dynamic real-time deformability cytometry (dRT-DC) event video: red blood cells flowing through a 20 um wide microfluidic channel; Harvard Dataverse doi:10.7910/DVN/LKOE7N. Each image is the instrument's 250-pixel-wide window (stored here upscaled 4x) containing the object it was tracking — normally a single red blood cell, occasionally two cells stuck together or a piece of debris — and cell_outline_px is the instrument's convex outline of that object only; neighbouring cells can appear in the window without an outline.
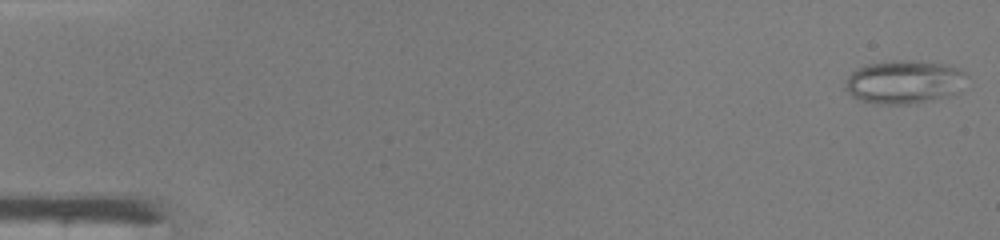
{"species": "common noctule bat (a hibernating species)", "species_latin": "Nyctalus noctula", "temperature_condition": "warm", "stored_images_in_passage": 7, "camera_frame_rate_fps": 3000, "um_per_image_px": 0.085, "animal": {"sex": "male", "body_mass_g": 19.0, "forearm_length_mm": 50.8}, "frame": {"image": 1, "passage_image": 1, "time_ms": 0.0, "image_size_px": [1000, 240], "cell_outline_px": [[968, 76], [948, 96], [932, 100], [908, 104], [876, 104], [860, 100], [852, 96], [844, 88], [844, 84], [848, 76], [852, 72], [868, 64], [892, 60], [904, 60], [944, 64], [956, 68], [964, 72]], "centroid_in_image_um": [76.77, 6.97], "position_along_channel_um": 8.2, "area_um2": 30.17}}